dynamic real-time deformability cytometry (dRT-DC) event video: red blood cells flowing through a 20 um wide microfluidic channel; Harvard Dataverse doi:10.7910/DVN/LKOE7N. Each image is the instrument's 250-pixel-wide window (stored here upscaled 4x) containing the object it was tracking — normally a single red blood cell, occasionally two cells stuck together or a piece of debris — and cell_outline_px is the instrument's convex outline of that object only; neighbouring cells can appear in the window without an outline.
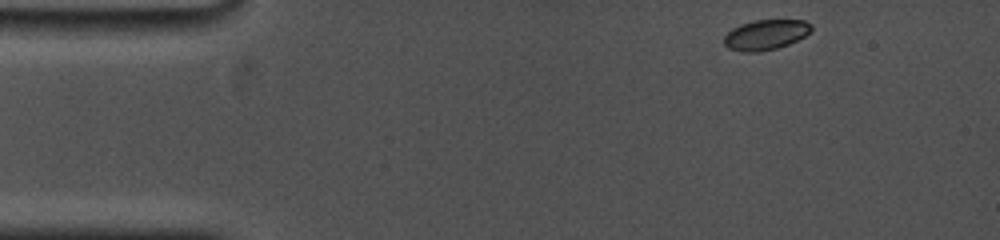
{"species": "common noctule bat (a hibernating species)", "species_latin": "Nyctalus noctula", "temperature_condition": "cold", "stored_images_in_passage": 52, "camera_frame_rate_fps": 5000, "um_per_image_px": 0.085, "animal": {"sex": "female", "body_mass_g": 19.0, "forearm_length_mm": 53.3}, "frame": {"image": 1, "passage_image": 1, "time_ms": 0.0, "image_size_px": [1000, 240], "cell_outline_px": [[812, 32], [788, 44], [776, 48], [756, 52], [744, 52], [728, 48], [724, 44], [724, 36], [732, 28], [740, 24], [752, 20], [804, 20], [812, 24]], "centroid_in_image_um": [65.08, 2.94], "position_along_channel_um": 19.9, "area_um2": 15.37}}
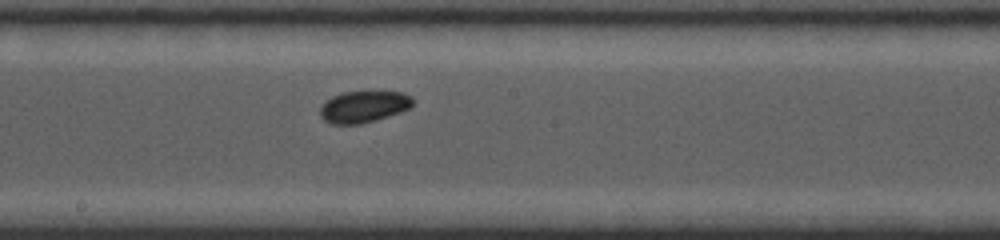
{"frame": {"image": 2, "passage_image": 23, "time_ms": 7.4, "image_size_px": [1000, 240], "cell_outline_px": [[412, 104], [408, 108], [400, 112], [376, 120], [360, 124], [332, 124], [324, 120], [320, 116], [320, 108], [332, 96], [344, 92], [404, 92], [412, 96]], "centroid_in_image_um": [30.91, 9.07], "position_along_channel_um": 217.3, "area_um2": 16.88}}
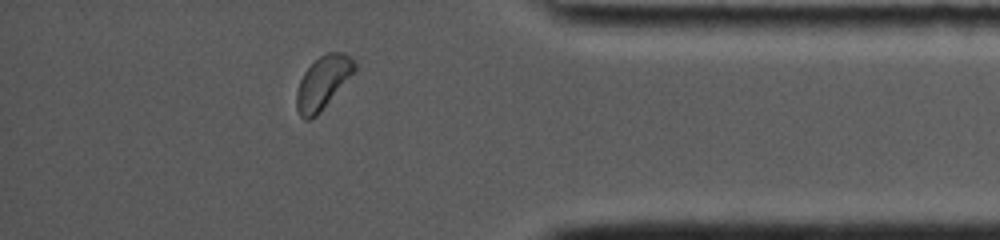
{"frame": {"image": 3, "passage_image": 45, "time_ms": 12.8, "image_size_px": [1000, 240], "cell_outline_px": [[356, 68], [320, 112], [316, 116], [308, 120], [304, 120], [300, 116], [296, 108], [296, 92], [300, 80], [304, 72], [320, 56], [328, 52], [340, 52], [348, 56], [356, 64]], "centroid_in_image_um": [27.39, 7.04], "position_along_channel_um": 407.8, "area_um2": 17.34}, "authors_computed_cell_mechanics": {"area_um2": 17.1088, "velocity_mm_per_s": 3.7355, "shape_relaxation_time_tau1_ms": 0.8018, "shape_relaxation_time_tau2_ms": 2.92, "deformation_change_tau1": 0.0457, "deformation_change_tau2": 0.0485}}